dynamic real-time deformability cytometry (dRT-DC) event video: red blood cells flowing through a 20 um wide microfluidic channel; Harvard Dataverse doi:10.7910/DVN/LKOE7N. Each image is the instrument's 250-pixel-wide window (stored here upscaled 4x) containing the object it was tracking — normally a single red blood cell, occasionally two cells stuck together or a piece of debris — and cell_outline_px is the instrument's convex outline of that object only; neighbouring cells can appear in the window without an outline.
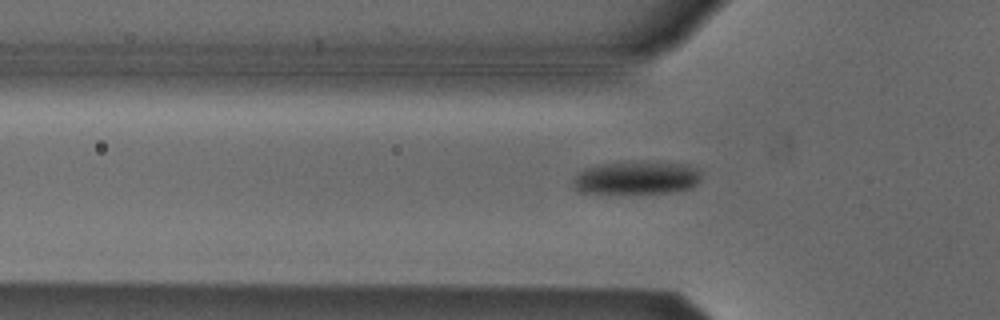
{"species": "Egyptian fruit bat (a non-hibernating species)", "species_latin": "Rousettus aegyptiacus", "temperature_condition": "cold", "stored_images_in_passage": 33, "camera_frame_rate_fps": 3000, "um_per_image_px": 0.085, "animal": {"sex": "male"}, "frame": {"image": 1, "passage_image": 2, "time_ms": 0.333, "image_size_px": [1000, 320], "cell_outline_px": [[700, 180], [692, 188], [672, 192], [580, 192], [572, 184], [572, 180], [584, 168], [600, 164], [688, 164], [696, 168], [700, 172]], "centroid_in_image_um": [54.12, 15.14], "position_along_channel_um": 71.7, "area_um2": 23.52}}
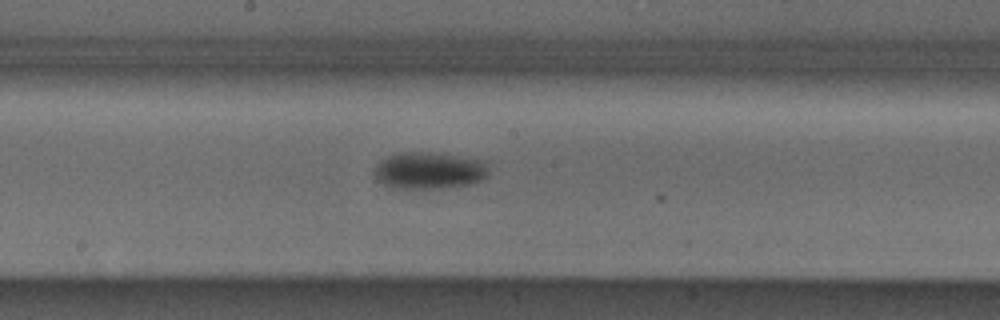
{"frame": {"image": 2, "passage_image": 13, "time_ms": 4.0, "image_size_px": [1000, 320], "cell_outline_px": [[488, 176], [472, 184], [440, 188], [392, 188], [376, 180], [372, 172], [376, 164], [380, 160], [396, 152], [440, 152], [484, 160], [488, 168]], "centroid_in_image_um": [36.46, 14.48], "position_along_channel_um": 211.7, "area_um2": 25.14}}
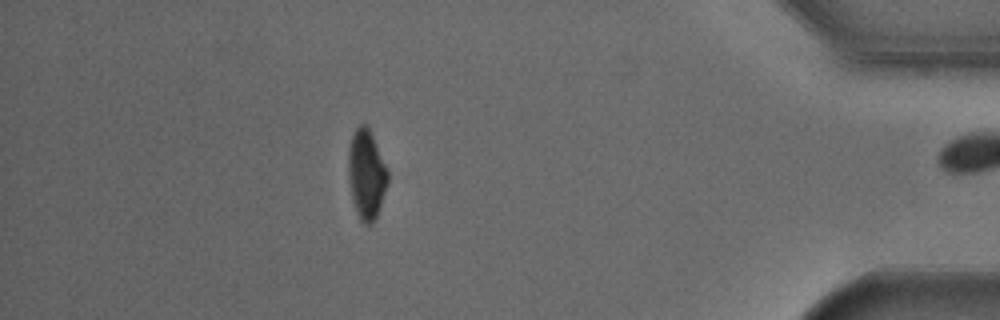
{"frame": {"image": 3, "passage_image": 32, "time_ms": 10.333, "image_size_px": [1000, 320], "cell_outline_px": [[388, 184], [376, 216], [368, 224], [364, 224], [360, 220], [356, 212], [352, 196], [348, 172], [348, 152], [352, 132], [360, 124], [368, 124], [388, 172]], "centroid_in_image_um": [31.14, 14.76], "position_along_channel_um": 404.1, "area_um2": 20.35}, "authors_computed_cell_mechanics": {"area_um2": 24.2182, "velocity_mm_per_s": 3.8089, "shape_relaxation_time_tau1_ms": 4.2676, "shape_relaxation_time_tau2_ms": null, "deformation_change_tau1": 0.1534, "deformation_change_tau2": null}}